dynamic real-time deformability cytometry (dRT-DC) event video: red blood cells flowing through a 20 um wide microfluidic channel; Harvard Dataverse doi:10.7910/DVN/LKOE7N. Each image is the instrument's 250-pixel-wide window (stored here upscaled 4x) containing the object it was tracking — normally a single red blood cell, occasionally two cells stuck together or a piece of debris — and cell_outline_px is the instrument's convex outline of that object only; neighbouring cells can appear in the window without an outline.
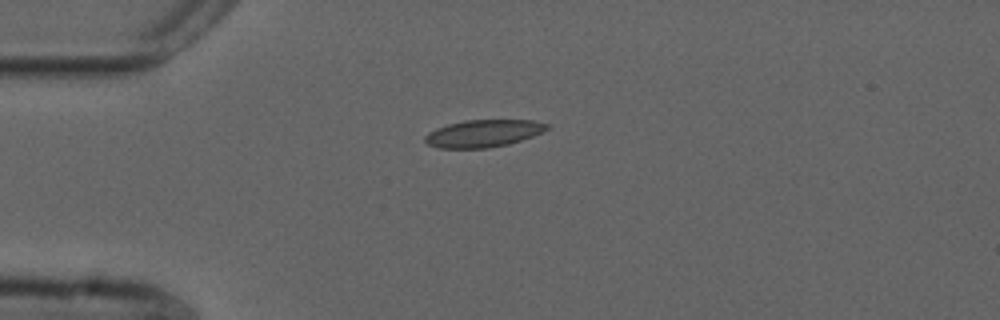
{"species": "common noctule bat (a hibernating species)", "species_latin": "Nyctalus noctula", "temperature_condition": "cold", "stored_images_in_passage": 42, "camera_frame_rate_fps": 3000, "um_per_image_px": 0.085, "animal": {"sex": "male", "forearm_length_mm": 52.5}, "frame": {"image": 1, "passage_image": 1, "time_ms": 0.0, "image_size_px": [1000, 320], "cell_outline_px": [[548, 128], [532, 136], [508, 144], [488, 148], [440, 148], [428, 144], [424, 140], [424, 136], [428, 132], [436, 128], [448, 124], [464, 120], [532, 120], [548, 124]], "centroid_in_image_um": [41.03, 11.34], "position_along_channel_um": 44.0, "area_um2": 19.25}}
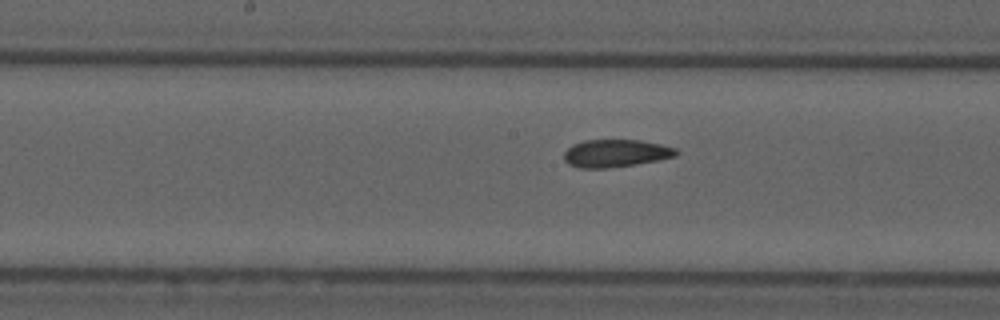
{"frame": {"image": 2, "passage_image": 15, "time_ms": 4.667, "image_size_px": [1000, 320], "cell_outline_px": [[680, 152], [676, 156], [660, 160], [636, 164], [608, 168], [580, 168], [568, 164], [564, 160], [564, 152], [572, 144], [584, 140], [640, 140], [660, 144], [676, 148]], "centroid_in_image_um": [52.34, 13.03], "position_along_channel_um": 195.9, "area_um2": 18.21}}
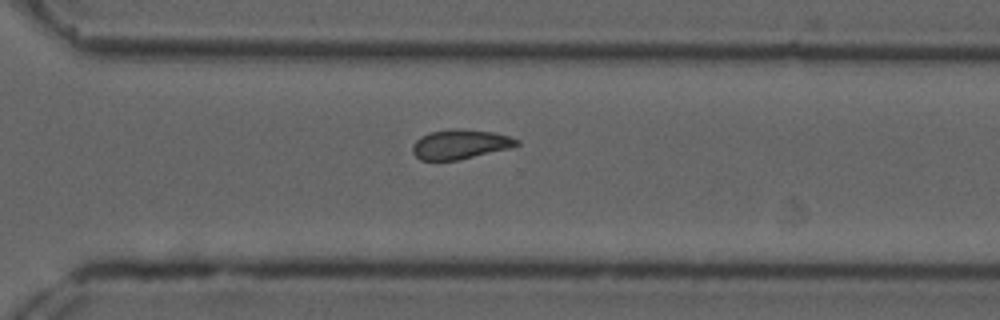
{"frame": {"image": 3, "passage_image": 26, "time_ms": 8.333, "image_size_px": [1000, 320], "cell_outline_px": [[520, 144], [512, 148], [460, 160], [420, 160], [412, 152], [412, 144], [420, 136], [432, 132], [460, 128], [464, 128], [492, 132], [508, 136], [520, 140]], "centroid_in_image_um": [39.14, 12.27], "position_along_channel_um": 331.5, "area_um2": 18.09}, "authors_computed_cell_mechanics": {"area_um2": 18.6405, "velocity_mm_per_s": 3.7139, "shape_relaxation_time_tau1_ms": null, "shape_relaxation_time_tau2_ms": 2.0813, "deformation_change_tau1": null, "deformation_change_tau2": 0.0766}}